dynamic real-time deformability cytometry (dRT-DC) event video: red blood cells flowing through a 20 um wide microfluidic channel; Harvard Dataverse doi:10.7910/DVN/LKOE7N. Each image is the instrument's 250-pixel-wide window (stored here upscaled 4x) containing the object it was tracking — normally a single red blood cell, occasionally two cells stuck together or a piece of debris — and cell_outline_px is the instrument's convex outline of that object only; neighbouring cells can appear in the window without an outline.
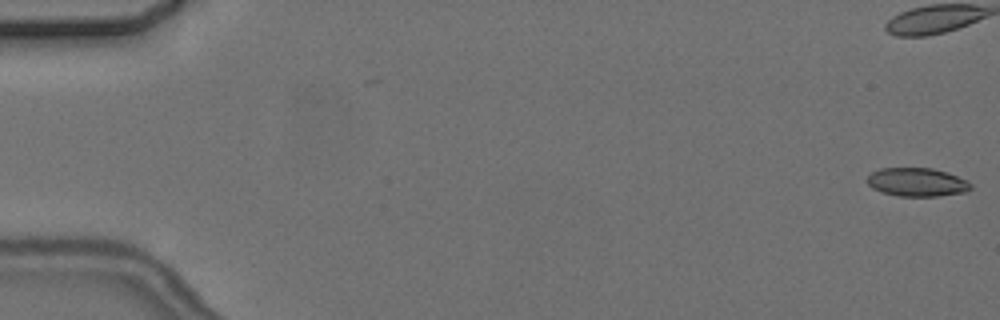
{"species": "common noctule bat (a hibernating species)", "species_latin": "Nyctalus noctula", "temperature_condition": "cold", "stored_images_in_passage": 5, "camera_frame_rate_fps": 3000, "um_per_image_px": 0.085, "animal": {"sex": "female", "body_mass_g": 24.6, "forearm_length_mm": 56.2}, "frame": {"image": 1, "passage_image": 1, "time_ms": 0.0, "image_size_px": [1000, 320], "cell_outline_px": [[972, 188], [968, 192], [936, 196], [896, 196], [880, 192], [872, 188], [868, 184], [868, 176], [872, 172], [880, 168], [932, 168], [948, 172], [968, 180], [972, 184]], "centroid_in_image_um": [77.98, 15.49], "position_along_channel_um": 7.0, "area_um2": 17.46}}